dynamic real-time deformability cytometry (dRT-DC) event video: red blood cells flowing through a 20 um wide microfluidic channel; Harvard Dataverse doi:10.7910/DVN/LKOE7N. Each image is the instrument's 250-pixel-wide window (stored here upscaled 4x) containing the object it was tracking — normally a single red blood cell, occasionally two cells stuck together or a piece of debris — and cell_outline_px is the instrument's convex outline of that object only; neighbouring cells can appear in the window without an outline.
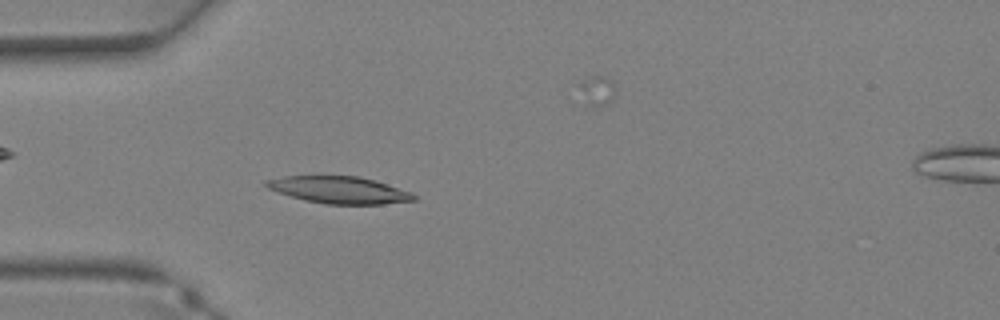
{"species": "Egyptian fruit bat (a non-hibernating species)", "species_latin": "Rousettus aegyptiacus", "temperature_condition": "warm", "stored_images_in_passage": 37, "camera_frame_rate_fps": 3000, "um_per_image_px": 0.085, "animal": {"sex": "female"}, "frame": {"image": 1, "passage_image": 10, "time_ms": 3.0, "image_size_px": [1000, 320], "cell_outline_px": [[416, 200], [384, 204], [324, 204], [304, 200], [268, 188], [264, 184], [264, 180], [284, 176], [360, 176], [412, 192], [416, 196]], "centroid_in_image_um": [28.84, 16.14], "position_along_channel_um": 56.2, "area_um2": 23.06}}
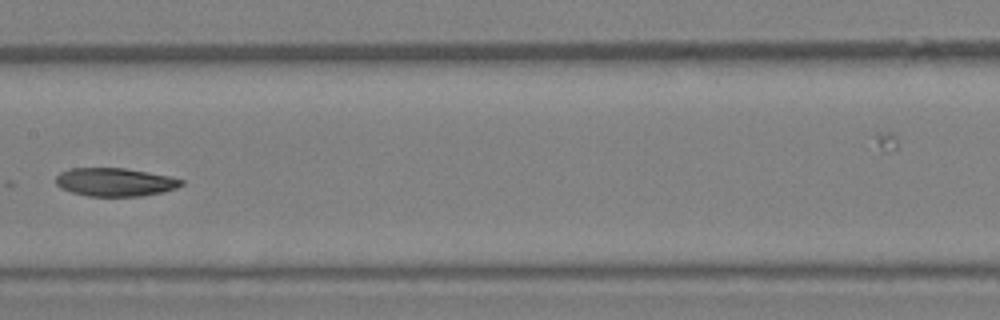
{"frame": {"image": 2, "passage_image": 18, "time_ms": 5.667, "image_size_px": [1000, 320], "cell_outline_px": [[184, 184], [176, 188], [160, 192], [140, 196], [88, 196], [72, 192], [60, 188], [56, 184], [56, 176], [60, 172], [68, 168], [124, 168], [148, 172], [168, 176], [184, 180]], "centroid_in_image_um": [9.74, 15.47], "position_along_channel_um": 197.7, "area_um2": 20.63}}
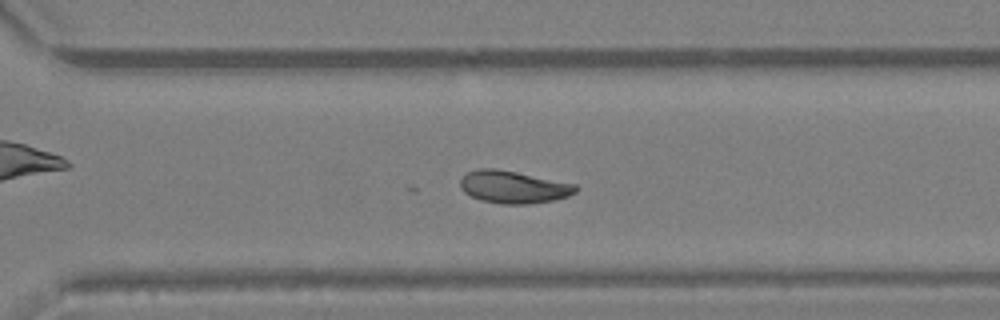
{"frame": {"image": 3, "passage_image": 25, "time_ms": 8.0, "image_size_px": [1000, 320], "cell_outline_px": [[580, 188], [576, 192], [568, 196], [552, 200], [528, 204], [500, 204], [480, 200], [464, 192], [460, 188], [460, 180], [468, 172], [476, 168], [496, 168], [576, 184]], "centroid_in_image_um": [43.63, 15.89], "position_along_channel_um": 327.0, "area_um2": 21.85}}